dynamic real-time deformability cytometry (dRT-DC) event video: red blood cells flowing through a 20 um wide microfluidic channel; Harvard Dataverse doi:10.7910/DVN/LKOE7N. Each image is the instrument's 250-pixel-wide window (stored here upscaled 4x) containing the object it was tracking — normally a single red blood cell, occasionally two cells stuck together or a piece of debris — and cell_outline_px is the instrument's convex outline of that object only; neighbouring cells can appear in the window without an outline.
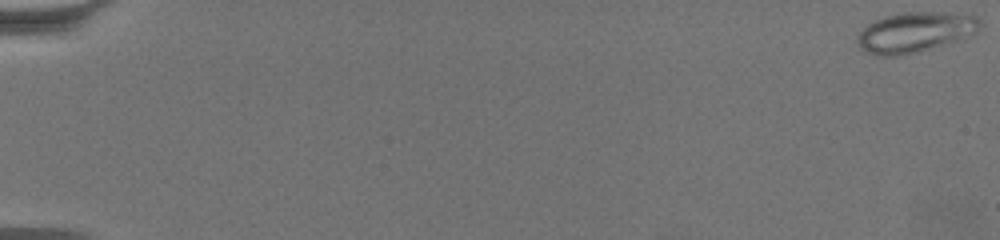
{"species": "common noctule bat (a hibernating species)", "species_latin": "Nyctalus noctula", "temperature_condition": "warm", "stored_images_in_passage": 64, "camera_frame_rate_fps": 3000, "um_per_image_px": 0.085, "animal": {"sex": "female", "body_mass_g": 19.5, "forearm_length_mm": 54.1}, "frame": {"image": 1, "passage_image": 1, "time_ms": 0.0, "image_size_px": [1000, 240], "cell_outline_px": [[984, 24], [976, 32], [964, 40], [900, 56], [876, 56], [864, 52], [856, 44], [856, 36], [868, 24], [884, 16], [904, 12], [944, 12], [976, 16]], "centroid_in_image_um": [77.8, 2.75], "position_along_channel_um": 7.2, "area_um2": 29.3}}
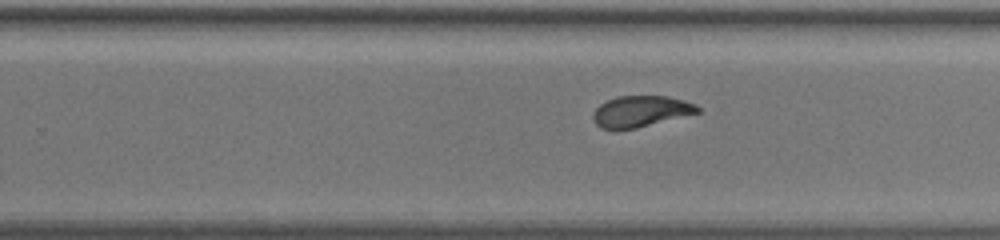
{"frame": {"image": 2, "passage_image": 43, "time_ms": 14.0, "image_size_px": [1000, 240], "cell_outline_px": [[700, 112], [636, 128], [600, 128], [596, 124], [592, 116], [596, 108], [600, 104], [616, 96], [668, 96], [684, 100], [696, 104], [700, 108]], "centroid_in_image_um": [54.48, 9.44], "position_along_channel_um": 275.3, "area_um2": 18.73}}
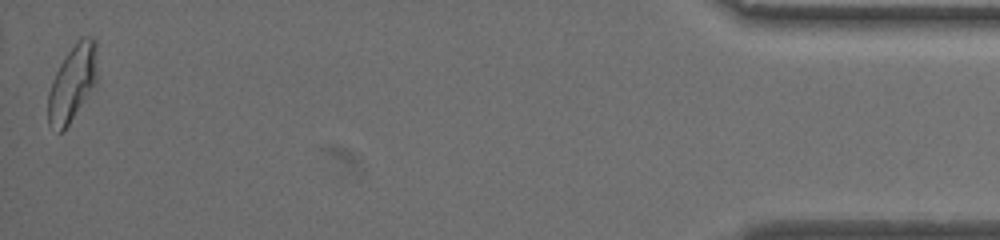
{"frame": {"image": 3, "passage_image": 64, "time_ms": 21.0, "image_size_px": [1000, 240], "cell_outline_px": [[96, 84], [64, 132], [60, 132], [48, 124], [48, 92], [52, 80], [60, 64], [76, 40], [80, 36], [92, 36], [96, 40]], "centroid_in_image_um": [6.15, 7.06], "position_along_channel_um": 429.0, "area_um2": 21.91}, "authors_computed_cell_mechanics": {"area_um2": 20.6057, "velocity_mm_per_s": 3.3745, "shape_relaxation_time_tau1_ms": 9.246, "shape_relaxation_time_tau2_ms": 1.4163, "deformation_change_tau1": 0.2331, "deformation_change_tau2": 0.0792}}